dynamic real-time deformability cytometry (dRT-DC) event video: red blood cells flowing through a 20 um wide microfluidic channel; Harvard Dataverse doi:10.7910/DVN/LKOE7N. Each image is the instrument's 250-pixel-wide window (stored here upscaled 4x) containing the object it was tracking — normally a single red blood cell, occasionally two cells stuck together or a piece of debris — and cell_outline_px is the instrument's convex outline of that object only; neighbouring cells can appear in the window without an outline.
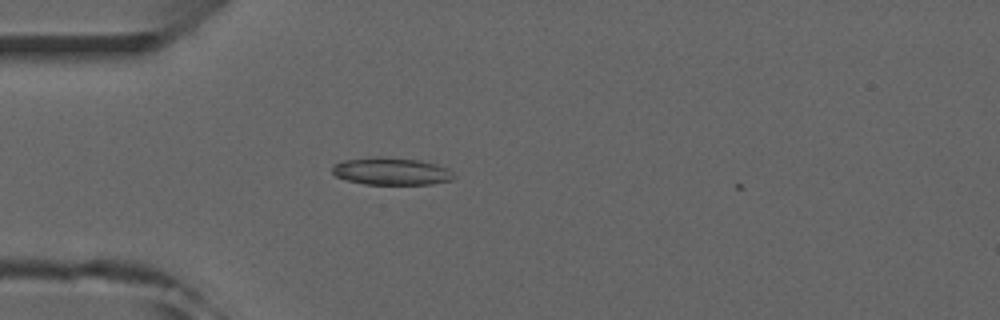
{"species": "common noctule bat (a hibernating species)", "species_latin": "Nyctalus noctula", "temperature_condition": "room temperature", "stored_images_in_passage": 5, "camera_frame_rate_fps": 3000, "um_per_image_px": 0.085, "animal": {"sex": "male", "forearm_length_mm": 52.5}, "frame": {"image": 1, "passage_image": 4, "time_ms": 4.333, "image_size_px": [1000, 320], "cell_outline_px": [[456, 176], [452, 180], [432, 184], [364, 184], [348, 180], [336, 176], [332, 172], [332, 168], [336, 164], [344, 160], [376, 156], [380, 156], [420, 160], [436, 164], [448, 168]], "centroid_in_image_um": [33.3, 14.55], "position_along_channel_um": 51.7, "area_um2": 19.42}}